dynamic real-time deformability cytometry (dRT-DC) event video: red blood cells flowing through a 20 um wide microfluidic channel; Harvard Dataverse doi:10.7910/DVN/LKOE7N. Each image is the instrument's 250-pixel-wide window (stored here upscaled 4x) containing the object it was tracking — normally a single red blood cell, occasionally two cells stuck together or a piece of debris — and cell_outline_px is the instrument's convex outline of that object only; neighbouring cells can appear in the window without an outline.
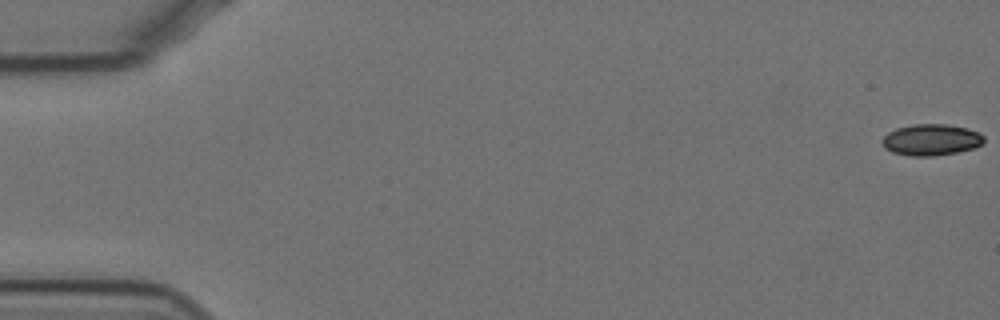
{"species": "Egyptian fruit bat (a non-hibernating species)", "species_latin": "Rousettus aegyptiacus", "temperature_condition": "cold", "stored_images_in_passage": 59, "camera_frame_rate_fps": 3000, "um_per_image_px": 0.085, "animal": {"sex": "female"}, "frame": {"image": 1, "passage_image": 1, "time_ms": 0.0, "image_size_px": [1000, 320], "cell_outline_px": [[984, 140], [980, 144], [972, 148], [956, 152], [932, 156], [912, 156], [892, 152], [884, 148], [880, 140], [888, 132], [896, 128], [912, 124], [944, 124], [968, 128], [980, 132], [984, 136]], "centroid_in_image_um": [79.11, 11.87], "position_along_channel_um": 5.9, "area_um2": 18.61}}
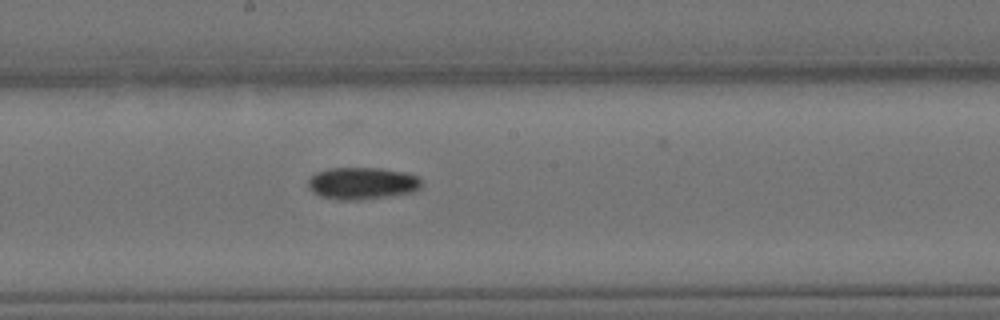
{"frame": {"image": 2, "passage_image": 32, "time_ms": 10.333, "image_size_px": [1000, 320], "cell_outline_px": [[420, 188], [412, 192], [388, 196], [360, 200], [336, 200], [320, 196], [312, 192], [308, 188], [308, 180], [316, 172], [328, 168], [380, 168], [404, 172], [416, 176], [420, 180]], "centroid_in_image_um": [30.73, 15.58], "position_along_channel_um": 217.5, "area_um2": 21.21}}
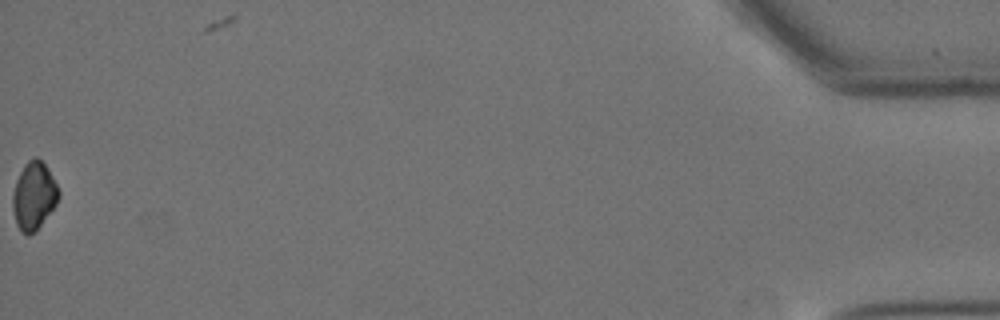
{"frame": {"image": 3, "passage_image": 59, "time_ms": 19.333, "image_size_px": [1000, 320], "cell_outline_px": [[60, 196], [56, 204], [40, 224], [28, 236], [20, 232], [16, 224], [12, 208], [12, 196], [16, 180], [24, 164], [28, 160], [36, 156], [44, 164], [56, 184], [60, 192]], "centroid_in_image_um": [2.85, 16.64], "position_along_channel_um": 432.4, "area_um2": 17.86}, "authors_computed_cell_mechanics": {"area_um2": 19.652, "velocity_mm_per_s": 3.494, "shape_relaxation_time_tau1_ms": 5.6482, "shape_relaxation_time_tau2_ms": null, "deformation_change_tau1": 0.0754, "deformation_change_tau2": null}}